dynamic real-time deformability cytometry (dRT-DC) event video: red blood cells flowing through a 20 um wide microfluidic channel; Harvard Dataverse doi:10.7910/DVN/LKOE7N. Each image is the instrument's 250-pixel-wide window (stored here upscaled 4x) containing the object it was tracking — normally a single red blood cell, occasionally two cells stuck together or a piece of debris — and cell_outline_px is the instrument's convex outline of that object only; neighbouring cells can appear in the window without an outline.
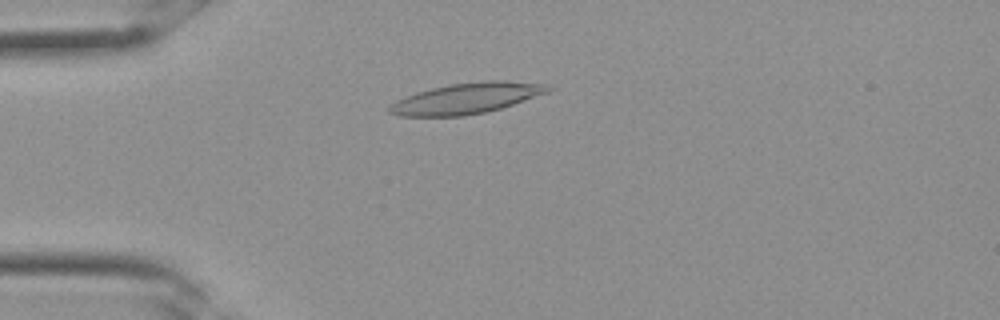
{"species": "Egyptian fruit bat (a non-hibernating species)", "species_latin": "Rousettus aegyptiacus", "temperature_condition": "room temperature", "stored_images_in_passage": 29, "camera_frame_rate_fps": 3000, "um_per_image_px": 0.085, "frame": {"image": 1, "passage_image": 5, "time_ms": 1.333, "image_size_px": [1000, 320], "cell_outline_px": [[552, 88], [548, 92], [488, 112], [464, 116], [400, 116], [388, 112], [388, 108], [396, 100], [416, 92], [432, 88], [452, 84], [488, 80], [504, 80], [548, 84]], "centroid_in_image_um": [39.65, 8.36], "position_along_channel_um": 45.3, "area_um2": 28.26}}
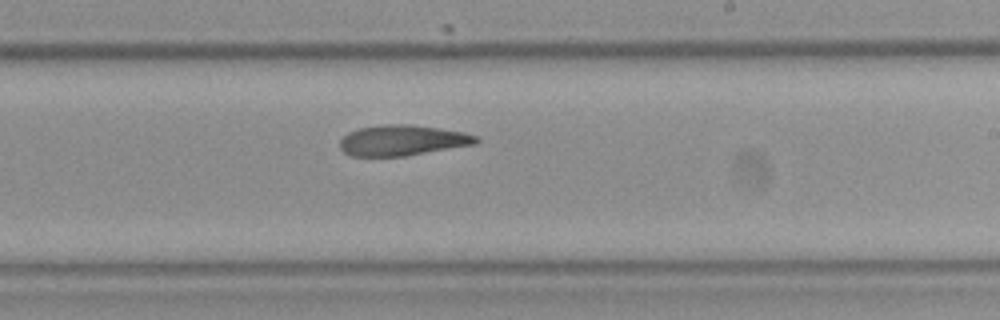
{"frame": {"image": 2, "passage_image": 16, "time_ms": 5.0, "image_size_px": [1000, 320], "cell_outline_px": [[480, 140], [476, 144], [404, 156], [352, 156], [344, 152], [340, 148], [340, 140], [348, 132], [360, 128], [380, 124], [412, 124], [440, 128], [464, 132], [476, 136]], "centroid_in_image_um": [34.2, 11.92], "position_along_channel_um": 254.8, "area_um2": 24.33}}
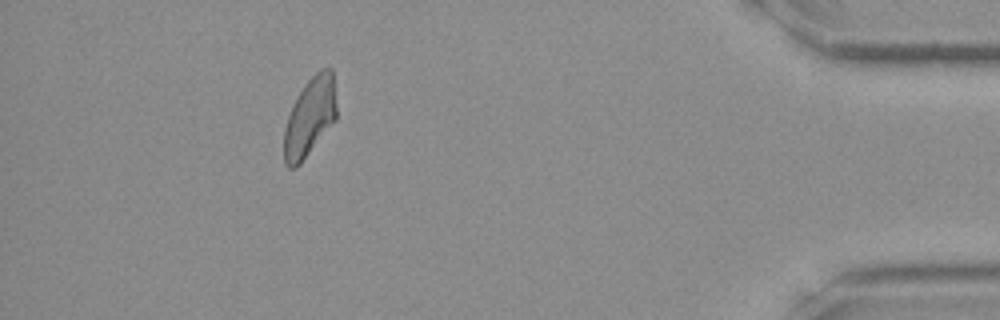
{"frame": {"image": 3, "passage_image": 26, "time_ms": 8.333, "image_size_px": [1000, 320], "cell_outline_px": [[336, 120], [300, 164], [296, 168], [288, 168], [284, 164], [284, 128], [288, 116], [300, 92], [308, 80], [320, 68], [332, 68], [336, 104]], "centroid_in_image_um": [26.34, 9.98], "position_along_channel_um": 408.9, "area_um2": 23.93}}